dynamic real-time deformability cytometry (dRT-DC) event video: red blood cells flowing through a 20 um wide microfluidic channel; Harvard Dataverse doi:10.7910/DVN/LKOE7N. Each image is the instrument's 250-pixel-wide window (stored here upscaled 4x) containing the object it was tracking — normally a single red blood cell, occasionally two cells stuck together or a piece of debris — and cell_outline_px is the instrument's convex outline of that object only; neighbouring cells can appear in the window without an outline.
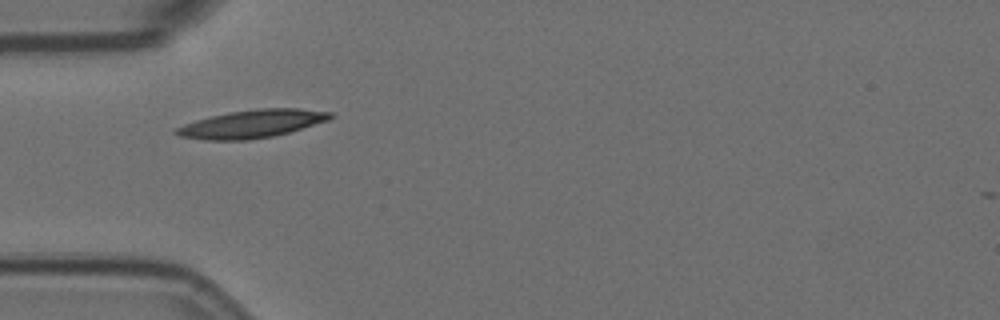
{"species": "Egyptian fruit bat (a non-hibernating species)", "species_latin": "Rousettus aegyptiacus", "temperature_condition": "room temperature", "stored_images_in_passage": 2, "camera_frame_rate_fps": 3000, "um_per_image_px": 0.085, "animal": {"sex": "female"}, "frame": {"image": 1, "passage_image": 1, "time_ms": 0.0, "image_size_px": [1000, 320], "cell_outline_px": [[336, 116], [328, 120], [288, 132], [272, 136], [248, 140], [204, 140], [180, 136], [172, 132], [176, 128], [184, 124], [196, 120], [228, 112], [256, 108], [300, 108], [332, 112]], "centroid_in_image_um": [21.42, 10.52], "position_along_channel_um": 63.6, "area_um2": 25.09}}
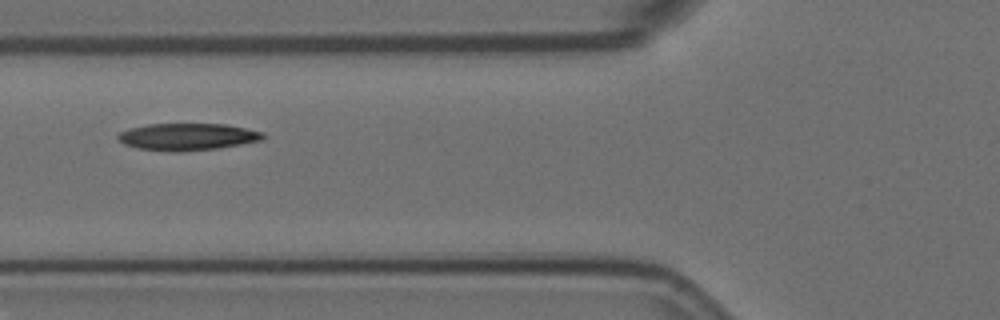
{"frame": {"image": 2, "passage_image": 2, "time_ms": 0.333, "image_size_px": [1000, 320], "cell_outline_px": [[268, 136], [260, 140], [240, 144], [216, 148], [140, 148], [124, 144], [116, 136], [120, 132], [128, 128], [148, 124], [228, 124], [264, 132]], "centroid_in_image_um": [16.0, 11.55], "position_along_channel_um": 109.8, "area_um2": 21.62}}